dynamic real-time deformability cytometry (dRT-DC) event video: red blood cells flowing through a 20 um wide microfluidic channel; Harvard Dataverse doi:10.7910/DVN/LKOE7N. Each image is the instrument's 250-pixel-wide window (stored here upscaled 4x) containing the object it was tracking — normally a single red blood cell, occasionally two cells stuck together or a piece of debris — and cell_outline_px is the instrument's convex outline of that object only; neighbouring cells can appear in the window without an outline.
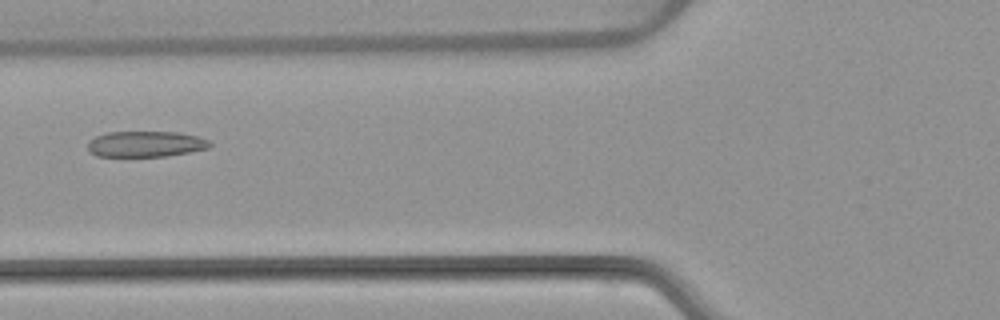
{"species": "common noctule bat (a hibernating species)", "species_latin": "Nyctalus noctula", "temperature_condition": "warm", "stored_images_in_passage": 6, "camera_frame_rate_fps": 3000, "um_per_image_px": 0.085, "animal": {"sex": "female", "body_mass_g": 22.7, "forearm_length_mm": 54.2}, "frame": {"image": 1, "passage_image": 6, "time_ms": 6.333, "image_size_px": [1000, 320], "cell_outline_px": [[212, 144], [208, 148], [188, 152], [164, 156], [96, 156], [88, 152], [88, 140], [96, 136], [108, 132], [180, 132], [196, 136], [208, 140]], "centroid_in_image_um": [12.34, 12.24], "position_along_channel_um": 113.5, "area_um2": 18.32}}